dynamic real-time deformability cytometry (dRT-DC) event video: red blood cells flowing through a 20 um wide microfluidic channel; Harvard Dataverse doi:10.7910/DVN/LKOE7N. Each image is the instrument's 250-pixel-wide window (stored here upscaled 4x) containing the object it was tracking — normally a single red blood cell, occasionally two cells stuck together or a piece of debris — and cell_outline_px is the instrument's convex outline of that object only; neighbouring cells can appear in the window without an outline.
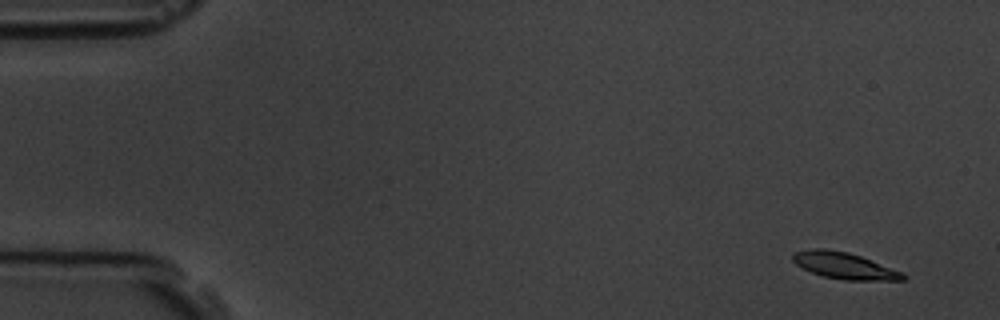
{"species": "common noctule bat (a hibernating species)", "species_latin": "Nyctalus noctula", "temperature_condition": "room temperature", "stored_images_in_passage": 6, "camera_frame_rate_fps": 3000, "um_per_image_px": 0.085, "animal": {"sex": "male", "body_mass_g": 19.5, "forearm_length_mm": 54.6}, "frame": {"image": 1, "passage_image": 2, "time_ms": 1.0, "image_size_px": [1000, 320], "cell_outline_px": [[904, 280], [844, 280], [824, 276], [812, 272], [796, 264], [792, 260], [792, 256], [796, 252], [812, 248], [824, 248], [848, 252], [860, 256], [904, 272]], "centroid_in_image_um": [71.77, 22.57], "position_along_channel_um": 13.2, "area_um2": 16.82}}
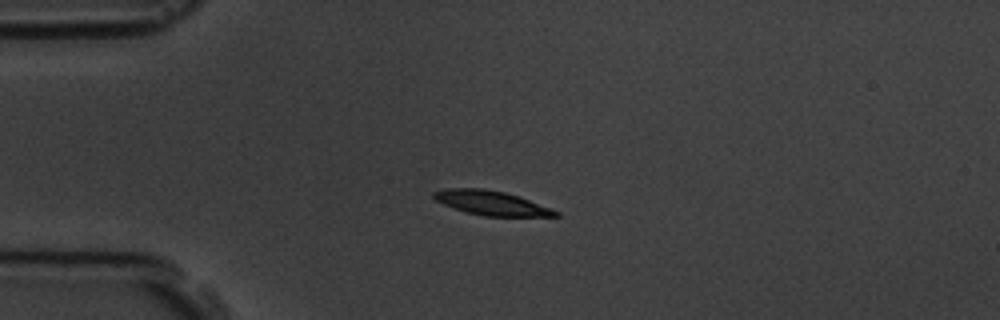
{"frame": {"image": 2, "passage_image": 5, "time_ms": 4.667, "image_size_px": [1000, 320], "cell_outline_px": [[560, 216], [484, 216], [468, 212], [444, 204], [436, 200], [432, 196], [432, 192], [448, 188], [484, 188], [504, 192], [552, 208], [560, 212]], "centroid_in_image_um": [41.77, 17.25], "position_along_channel_um": 43.2, "area_um2": 16.99}}